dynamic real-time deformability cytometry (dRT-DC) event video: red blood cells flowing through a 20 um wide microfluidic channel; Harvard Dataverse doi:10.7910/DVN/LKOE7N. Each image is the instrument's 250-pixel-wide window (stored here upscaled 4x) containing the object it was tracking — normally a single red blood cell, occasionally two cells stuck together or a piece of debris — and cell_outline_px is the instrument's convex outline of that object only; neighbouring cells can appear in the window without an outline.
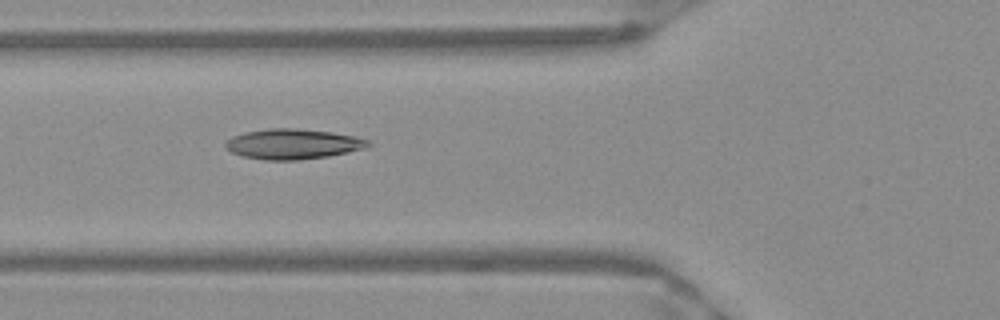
{"species": "Egyptian fruit bat (a non-hibernating species)", "species_latin": "Rousettus aegyptiacus", "temperature_condition": "warm", "stored_images_in_passage": 33, "camera_frame_rate_fps": 3000, "um_per_image_px": 0.085, "frame": {"image": 1, "passage_image": 3, "time_ms": 0.667, "image_size_px": [1000, 320], "cell_outline_px": [[372, 144], [364, 148], [348, 152], [328, 156], [296, 160], [264, 160], [240, 156], [232, 152], [224, 144], [232, 136], [244, 132], [268, 128], [296, 128], [328, 132], [352, 136], [368, 140]], "centroid_in_image_um": [24.85, 12.24], "position_along_channel_um": 100.9, "area_um2": 24.91}}
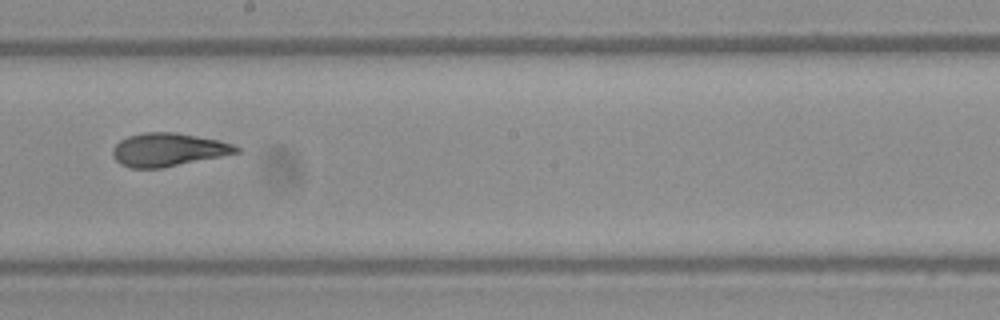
{"frame": {"image": 2, "passage_image": 13, "time_ms": 4.0, "image_size_px": [1000, 320], "cell_outline_px": [[240, 152], [164, 168], [128, 168], [120, 164], [112, 156], [112, 148], [120, 140], [128, 136], [144, 132], [176, 132], [216, 140], [232, 144], [240, 148]], "centroid_in_image_um": [14.24, 12.73], "position_along_channel_um": 234.0, "area_um2": 23.93}}
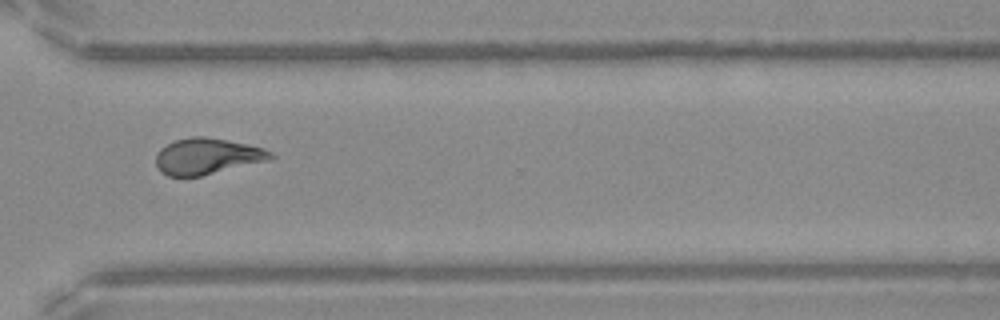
{"frame": {"image": 3, "passage_image": 22, "time_ms": 7.0, "image_size_px": [1000, 320], "cell_outline_px": [[276, 156], [264, 160], [200, 176], [168, 176], [160, 172], [156, 164], [156, 156], [160, 148], [176, 140], [192, 136], [204, 136], [228, 140], [264, 148], [272, 152]], "centroid_in_image_um": [17.55, 13.27], "position_along_channel_um": 353.0, "area_um2": 23.7}}